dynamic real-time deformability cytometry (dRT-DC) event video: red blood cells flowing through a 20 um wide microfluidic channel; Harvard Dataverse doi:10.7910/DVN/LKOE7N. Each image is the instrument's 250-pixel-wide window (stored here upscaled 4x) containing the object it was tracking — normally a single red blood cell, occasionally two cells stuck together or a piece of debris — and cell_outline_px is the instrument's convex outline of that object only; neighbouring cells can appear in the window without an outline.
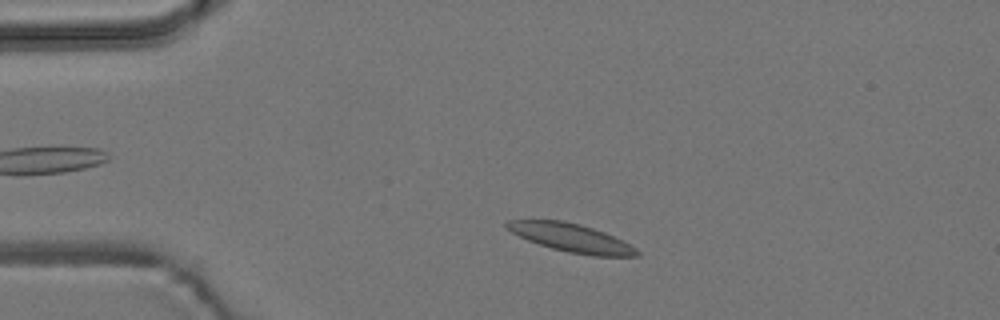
{"species": "common noctule bat (a hibernating species)", "species_latin": "Nyctalus noctula", "temperature_condition": "room temperature", "stored_images_in_passage": 2, "camera_frame_rate_fps": 3000, "um_per_image_px": 0.085, "animal": {"sex": "male", "body_mass_g": 19.2, "forearm_length_mm": 51.8}, "frame": {"image": 1, "passage_image": 1, "time_ms": 0.0, "image_size_px": [1000, 320], "cell_outline_px": [[640, 256], [592, 256], [568, 252], [552, 248], [528, 240], [504, 228], [504, 224], [508, 220], [564, 220], [580, 224], [604, 232], [636, 248], [640, 252]], "centroid_in_image_um": [48.53, 20.21], "position_along_channel_um": 36.5, "area_um2": 21.27}}